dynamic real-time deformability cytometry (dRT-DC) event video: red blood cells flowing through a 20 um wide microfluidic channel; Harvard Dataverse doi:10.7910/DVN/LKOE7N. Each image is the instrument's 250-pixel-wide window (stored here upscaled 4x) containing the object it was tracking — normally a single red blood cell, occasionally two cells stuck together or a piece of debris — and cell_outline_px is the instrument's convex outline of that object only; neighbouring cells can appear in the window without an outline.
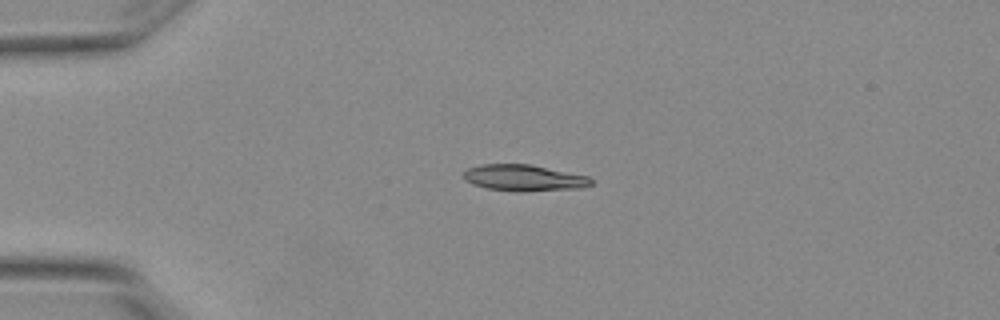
{"species": "Egyptian fruit bat (a non-hibernating species)", "species_latin": "Rousettus aegyptiacus", "temperature_condition": "warm", "stored_images_in_passage": 3, "camera_frame_rate_fps": 3000, "um_per_image_px": 0.085, "animal": {"sex": "female"}, "frame": {"image": 1, "passage_image": 1, "time_ms": 0.0, "image_size_px": [1000, 320], "cell_outline_px": [[592, 184], [584, 188], [524, 192], [512, 192], [488, 188], [472, 184], [464, 180], [464, 172], [468, 168], [480, 164], [532, 164], [588, 176], [592, 180]], "centroid_in_image_um": [44.55, 15.13], "position_along_channel_um": 40.5, "area_um2": 19.88}}
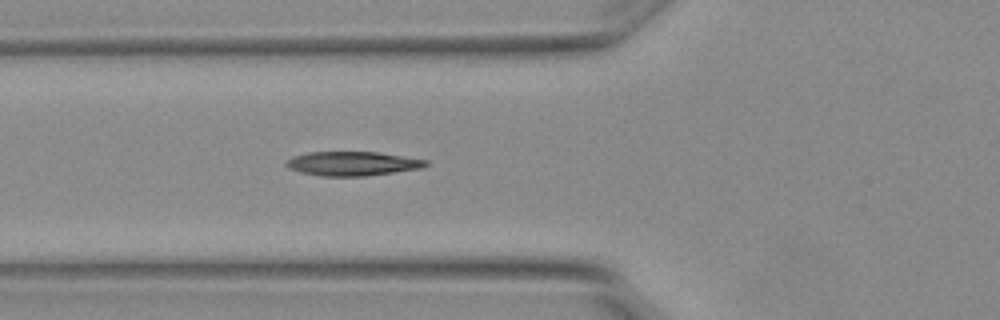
{"frame": {"image": 2, "passage_image": 3, "time_ms": 0.667, "image_size_px": [1000, 320], "cell_outline_px": [[428, 164], [420, 168], [364, 176], [320, 176], [300, 172], [288, 168], [284, 164], [292, 156], [308, 152], [376, 152], [428, 160]], "centroid_in_image_um": [29.9, 13.9], "position_along_channel_um": 95.9, "area_um2": 19.48}}